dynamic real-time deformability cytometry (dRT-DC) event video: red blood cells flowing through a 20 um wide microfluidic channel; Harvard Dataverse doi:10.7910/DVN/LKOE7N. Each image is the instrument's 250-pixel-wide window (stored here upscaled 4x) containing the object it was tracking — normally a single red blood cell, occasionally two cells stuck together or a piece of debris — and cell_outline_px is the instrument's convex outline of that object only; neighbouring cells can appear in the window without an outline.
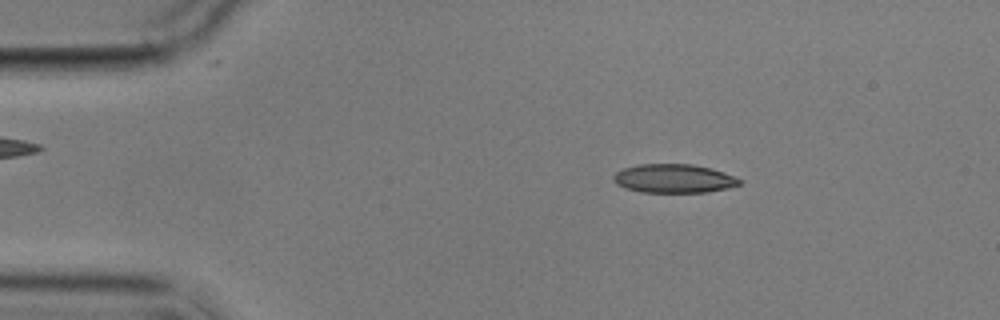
{"species": "common noctule bat (a hibernating species)", "species_latin": "Nyctalus noctula", "temperature_condition": "cold", "stored_images_in_passage": 5, "camera_frame_rate_fps": 3000, "um_per_image_px": 0.085, "animal": {"sex": "male", "body_mass_g": 17.9}, "frame": {"image": 1, "passage_image": 3, "time_ms": 2.333, "image_size_px": [1000, 320], "cell_outline_px": [[740, 184], [728, 188], [708, 192], [640, 192], [624, 188], [616, 184], [612, 180], [612, 176], [616, 172], [624, 168], [640, 164], [692, 164], [712, 168], [724, 172], [740, 180]], "centroid_in_image_um": [57.23, 15.17], "position_along_channel_um": 27.8, "area_um2": 21.15}}
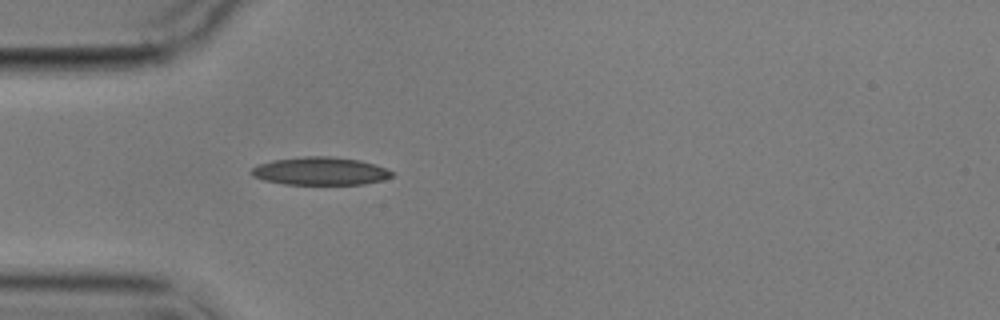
{"frame": {"image": 2, "passage_image": 5, "time_ms": 4.667, "image_size_px": [1000, 320], "cell_outline_px": [[392, 176], [384, 180], [364, 184], [284, 184], [264, 180], [252, 176], [248, 172], [256, 164], [272, 160], [304, 156], [332, 156], [360, 160], [384, 168], [392, 172]], "centroid_in_image_um": [27.16, 14.54], "position_along_channel_um": 57.8, "area_um2": 22.95}}